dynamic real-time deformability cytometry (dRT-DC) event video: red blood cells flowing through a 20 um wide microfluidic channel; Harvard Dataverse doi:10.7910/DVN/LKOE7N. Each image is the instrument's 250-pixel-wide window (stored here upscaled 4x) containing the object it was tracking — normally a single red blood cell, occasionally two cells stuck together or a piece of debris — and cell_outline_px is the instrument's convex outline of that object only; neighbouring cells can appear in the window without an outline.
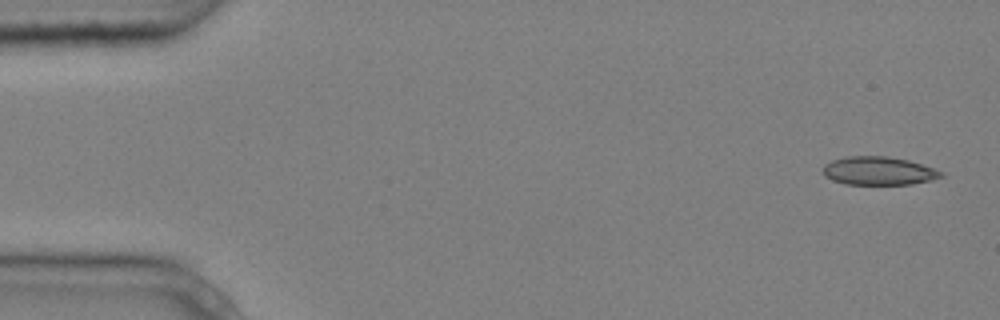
{"species": "common noctule bat (a hibernating species)", "species_latin": "Nyctalus noctula", "temperature_condition": "cold", "stored_images_in_passage": 5, "segment_of_instrument_passage": [1, 2], "camera_frame_rate_fps": 3000, "um_per_image_px": 0.085, "animal": {"sex": "male", "body_mass_g": 20.4}, "frame": {"image": 1, "passage_image": 1, "time_ms": 0.0, "image_size_px": [1000, 320], "cell_outline_px": [[944, 176], [932, 180], [912, 184], [844, 184], [832, 180], [824, 176], [824, 164], [832, 160], [844, 156], [888, 156], [908, 160], [944, 172]], "centroid_in_image_um": [74.67, 14.52], "position_along_channel_um": 10.3, "area_um2": 19.54}}
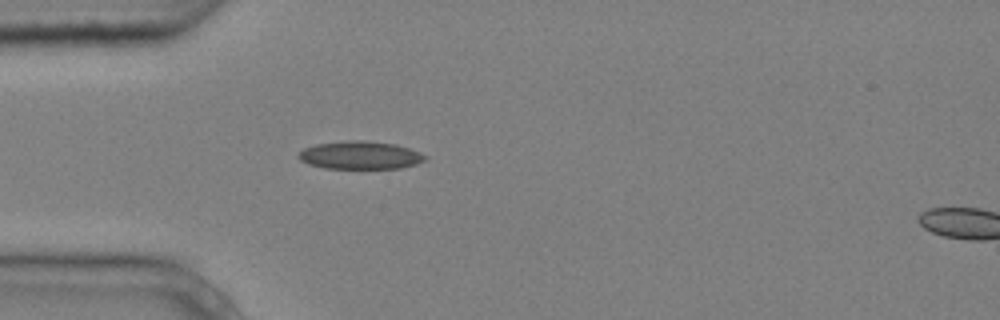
{"frame": {"image": 2, "passage_image": 4, "time_ms": 1.0, "image_size_px": [1000, 320], "cell_outline_px": [[428, 156], [424, 160], [416, 164], [400, 168], [324, 168], [308, 164], [300, 160], [296, 156], [304, 148], [316, 144], [352, 140], [360, 140], [396, 144], [420, 152]], "centroid_in_image_um": [30.6, 13.19], "position_along_channel_um": 54.4, "area_um2": 20.52}}